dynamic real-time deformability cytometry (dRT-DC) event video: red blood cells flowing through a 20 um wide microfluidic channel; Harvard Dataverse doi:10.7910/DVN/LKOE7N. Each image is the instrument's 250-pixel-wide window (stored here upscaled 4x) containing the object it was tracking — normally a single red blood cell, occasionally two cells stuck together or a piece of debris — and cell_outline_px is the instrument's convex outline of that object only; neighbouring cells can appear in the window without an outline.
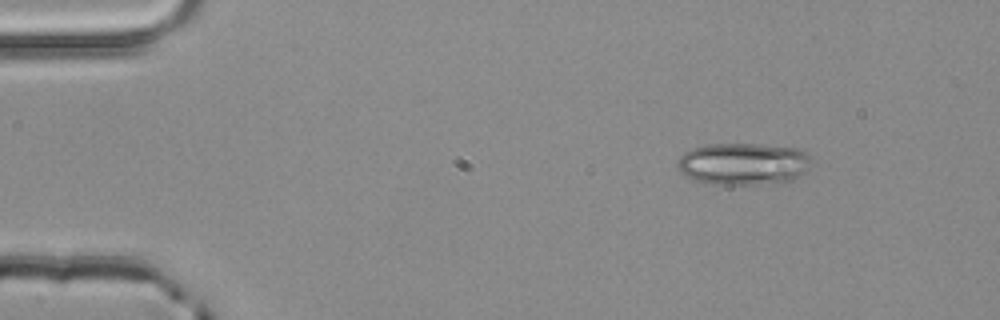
{"species": "common noctule bat (a hibernating species)", "species_latin": "Nyctalus noctula", "temperature_condition": "room temperature", "stored_images_in_passage": 3, "camera_frame_rate_fps": 3000, "um_per_image_px": 0.085, "animal": {"sex": "male", "body_mass_g": 20.4}, "frame": {"image": 1, "passage_image": 1, "time_ms": 0.0, "image_size_px": [1000, 320], "cell_outline_px": [[812, 156], [808, 168], [804, 172], [792, 180], [756, 184], [704, 184], [692, 180], [684, 176], [676, 164], [676, 160], [684, 152], [692, 148], [708, 144], [756, 144], [800, 148]], "centroid_in_image_um": [63.14, 13.92], "position_along_channel_um": 21.9, "area_um2": 33.12}}